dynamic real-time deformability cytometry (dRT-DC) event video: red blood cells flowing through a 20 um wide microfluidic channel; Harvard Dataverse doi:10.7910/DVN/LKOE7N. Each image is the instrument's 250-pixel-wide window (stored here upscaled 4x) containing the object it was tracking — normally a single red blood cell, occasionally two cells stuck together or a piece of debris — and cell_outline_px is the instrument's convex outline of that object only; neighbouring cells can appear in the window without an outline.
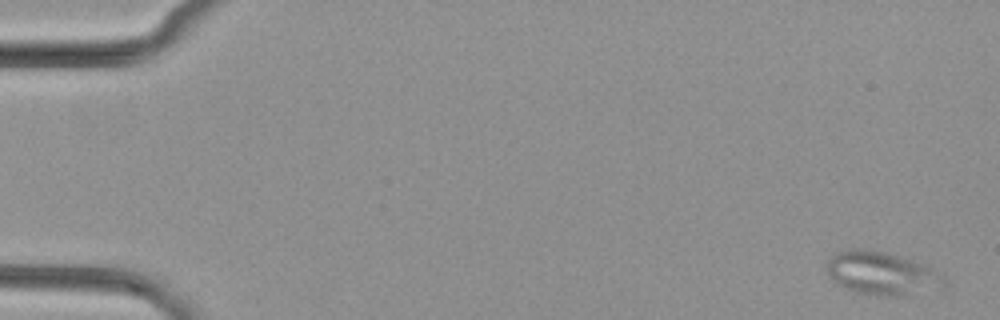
{"species": "common noctule bat (a hibernating species)", "species_latin": "Nyctalus noctula", "temperature_condition": "cold", "stored_images_in_passage": 5, "camera_frame_rate_fps": 3000, "um_per_image_px": 0.085, "animal": {"sex": "female", "body_mass_g": 29.2, "forearm_length_mm": 56.3}, "frame": {"image": 1, "passage_image": 1, "time_ms": 0.0, "image_size_px": [1000, 320], "cell_outline_px": [[948, 280], [944, 288], [940, 292], [904, 296], [880, 296], [856, 292], [836, 284], [828, 272], [828, 260], [836, 252], [848, 248], [860, 248], [884, 252], [912, 260], [924, 264], [932, 268], [944, 276]], "centroid_in_image_um": [75.06, 23.27], "position_along_channel_um": 9.9, "area_um2": 30.23}}